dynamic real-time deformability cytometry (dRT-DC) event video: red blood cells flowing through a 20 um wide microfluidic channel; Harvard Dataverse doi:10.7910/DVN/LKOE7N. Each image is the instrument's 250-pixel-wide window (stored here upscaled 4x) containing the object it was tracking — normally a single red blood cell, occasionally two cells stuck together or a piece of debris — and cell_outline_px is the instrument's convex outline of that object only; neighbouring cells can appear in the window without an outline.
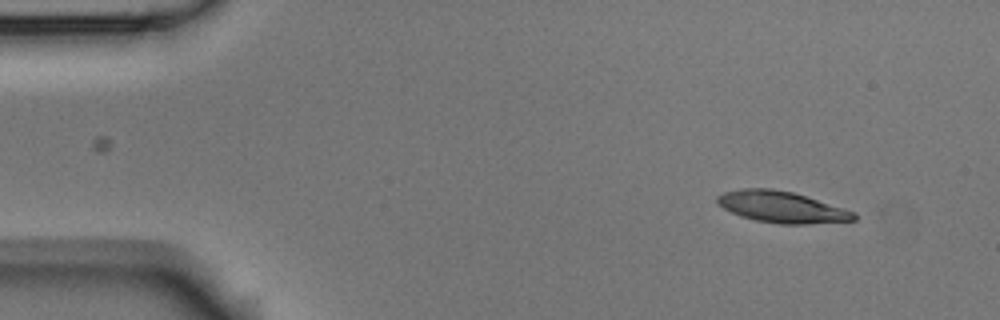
{"species": "Egyptian fruit bat (a non-hibernating species)", "species_latin": "Rousettus aegyptiacus", "temperature_condition": "room temperature", "stored_images_in_passage": 5, "camera_frame_rate_fps": 3000, "um_per_image_px": 0.085, "animal": {"sex": "male"}, "frame": {"image": 1, "passage_image": 1, "time_ms": 0.0, "image_size_px": [1000, 320], "cell_outline_px": [[856, 220], [808, 224], [780, 224], [756, 220], [740, 216], [724, 208], [716, 200], [716, 196], [724, 192], [744, 188], [772, 188], [792, 192], [844, 208], [856, 212]], "centroid_in_image_um": [66.45, 17.6], "position_along_channel_um": 18.5, "area_um2": 24.8}}